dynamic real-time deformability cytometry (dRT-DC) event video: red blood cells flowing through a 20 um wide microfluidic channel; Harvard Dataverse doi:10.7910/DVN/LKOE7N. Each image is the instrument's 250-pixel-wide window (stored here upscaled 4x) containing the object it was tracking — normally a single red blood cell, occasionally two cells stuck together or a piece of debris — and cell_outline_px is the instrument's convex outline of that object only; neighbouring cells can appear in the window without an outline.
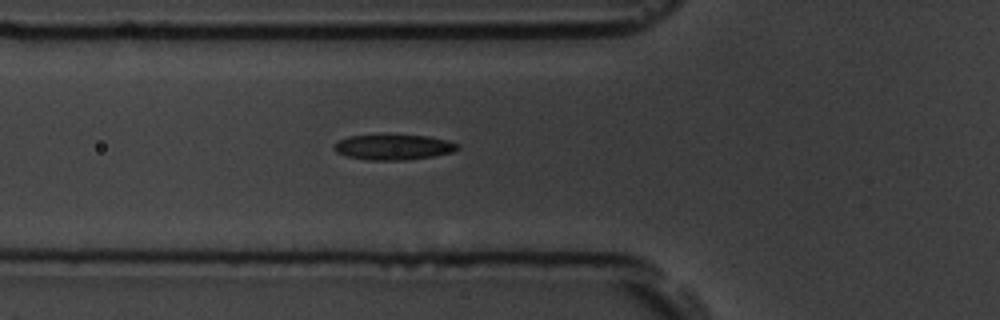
{"species": "common noctule bat (a hibernating species)", "species_latin": "Nyctalus noctula", "temperature_condition": "room temperature", "stored_images_in_passage": 6, "camera_frame_rate_fps": 3000, "um_per_image_px": 0.085, "animal": {"sex": "male", "body_mass_g": 19.5, "forearm_length_mm": 54.6}, "frame": {"image": 1, "passage_image": 6, "time_ms": 1.667, "image_size_px": [1000, 320], "cell_outline_px": [[460, 148], [452, 152], [432, 156], [408, 160], [368, 160], [348, 156], [336, 152], [336, 144], [340, 140], [348, 136], [428, 136], [448, 140], [460, 144]], "centroid_in_image_um": [33.52, 12.52], "position_along_channel_um": 92.3, "area_um2": 17.8}}